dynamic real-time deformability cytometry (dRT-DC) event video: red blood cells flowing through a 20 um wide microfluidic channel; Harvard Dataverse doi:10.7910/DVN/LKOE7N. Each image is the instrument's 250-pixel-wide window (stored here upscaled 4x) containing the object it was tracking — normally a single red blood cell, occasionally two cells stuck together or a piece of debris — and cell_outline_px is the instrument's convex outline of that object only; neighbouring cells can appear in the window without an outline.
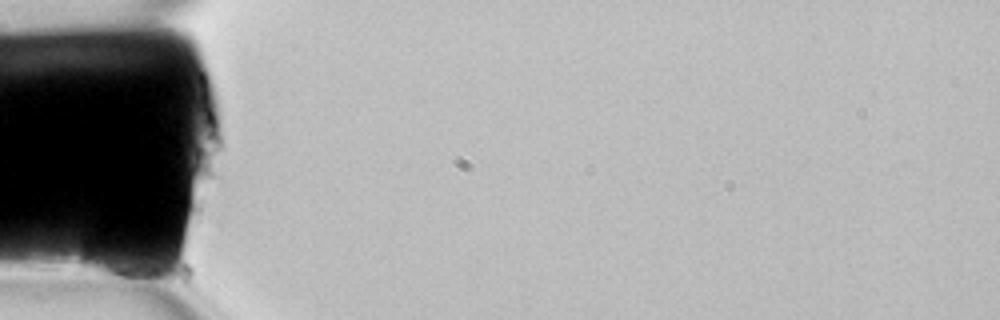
{"species": "common noctule bat (a hibernating species)", "species_latin": "Nyctalus noctula", "temperature_condition": "room temperature", "stored_images_in_passage": 4, "camera_frame_rate_fps": 3000, "um_per_image_px": 0.085, "animal": {"sex": "female", "body_mass_g": 22.7, "forearm_length_mm": 54.2}, "frame": {"image": 1, "passage_image": 1, "time_ms": 0.0, "image_size_px": [1000, 320], "cell_outline_px": [[156, 272], [144, 288], [84, 272], [80, 264], [80, 256], [88, 232], [92, 228], [100, 228], [132, 252], [152, 268]], "centroid_in_image_um": [9.63, 22.12], "position_along_channel_um": 75.4, "area_um2": 18.61}}